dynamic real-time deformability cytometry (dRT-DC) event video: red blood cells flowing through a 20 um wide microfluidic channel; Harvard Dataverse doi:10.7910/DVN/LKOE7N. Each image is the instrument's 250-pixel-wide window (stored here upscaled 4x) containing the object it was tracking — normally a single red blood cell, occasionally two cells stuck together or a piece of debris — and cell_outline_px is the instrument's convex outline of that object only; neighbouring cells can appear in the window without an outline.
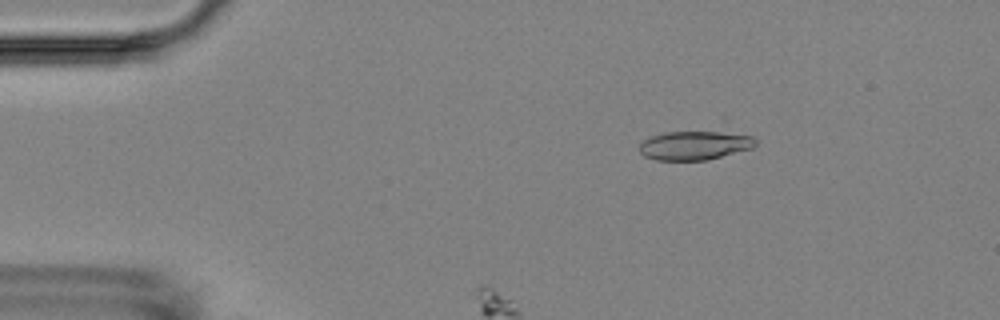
{"species": "Egyptian fruit bat (a non-hibernating species)", "species_latin": "Rousettus aegyptiacus", "temperature_condition": "room temperature", "stored_images_in_passage": 4, "camera_frame_rate_fps": 3000, "um_per_image_px": 0.085, "animal": {"sex": "female"}, "frame": {"image": 1, "passage_image": 1, "time_ms": 0.0, "image_size_px": [1000, 320], "cell_outline_px": [[756, 144], [752, 148], [708, 160], [656, 160], [644, 156], [640, 152], [640, 144], [644, 140], [652, 136], [664, 132], [724, 116], [752, 136], [756, 140]], "centroid_in_image_um": [59.37, 12.04], "position_along_channel_um": 25.6, "area_um2": 24.51}}